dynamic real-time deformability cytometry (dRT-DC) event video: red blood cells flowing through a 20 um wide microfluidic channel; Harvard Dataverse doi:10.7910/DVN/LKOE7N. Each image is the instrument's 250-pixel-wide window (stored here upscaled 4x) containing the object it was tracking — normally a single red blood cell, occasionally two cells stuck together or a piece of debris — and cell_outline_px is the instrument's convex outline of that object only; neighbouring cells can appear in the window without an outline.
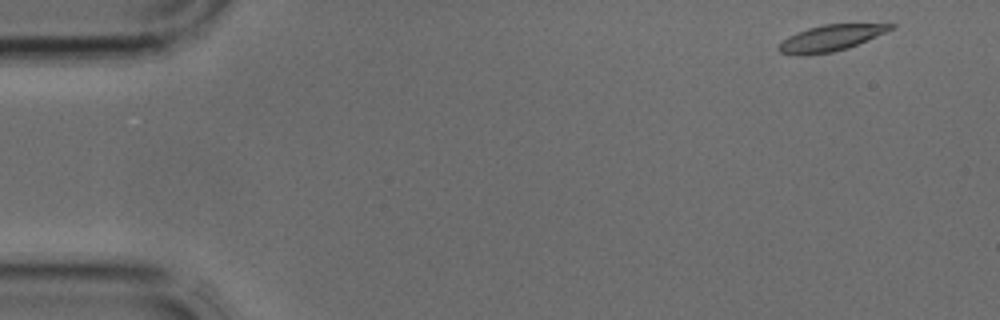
{"species": "common noctule bat (a hibernating species)", "species_latin": "Nyctalus noctula", "temperature_condition": "cold", "stored_images_in_passage": 4, "segment_of_instrument_passage": [1, 2], "camera_frame_rate_fps": 3000, "um_per_image_px": 0.085, "animal": {"sex": "male", "body_mass_g": 17.9, "forearm_length_mm": 54.2}, "frame": {"image": 1, "passage_image": 1, "time_ms": 0.0, "image_size_px": [1000, 320], "cell_outline_px": [[896, 28], [868, 40], [848, 48], [832, 52], [808, 56], [796, 56], [780, 52], [776, 48], [788, 36], [796, 32], [808, 28], [824, 24], [896, 24]], "centroid_in_image_um": [70.6, 3.25], "position_along_channel_um": 14.4, "area_um2": 17.22}}